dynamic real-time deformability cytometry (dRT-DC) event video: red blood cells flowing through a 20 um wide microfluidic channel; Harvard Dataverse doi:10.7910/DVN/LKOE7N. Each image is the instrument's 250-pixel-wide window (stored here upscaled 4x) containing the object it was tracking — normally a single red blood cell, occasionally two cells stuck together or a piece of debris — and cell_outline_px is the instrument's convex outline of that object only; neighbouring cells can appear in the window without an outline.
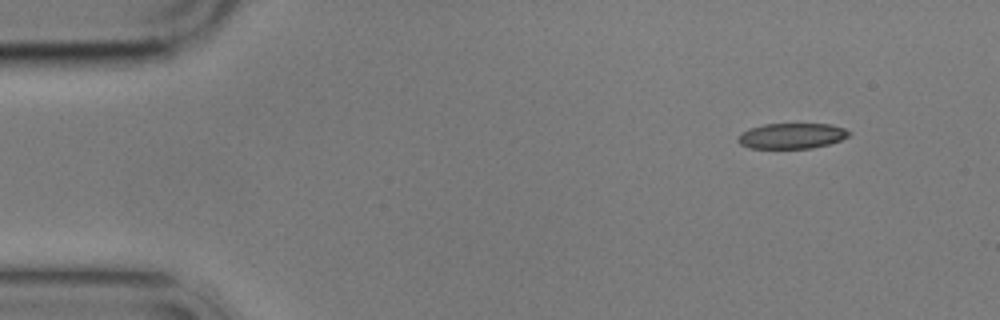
{"species": "common noctule bat (a hibernating species)", "species_latin": "Nyctalus noctula", "temperature_condition": "cold", "stored_images_in_passage": 3, "camera_frame_rate_fps": 3000, "um_per_image_px": 0.085, "animal": {"sex": "male", "body_mass_g": 17.9}, "frame": {"image": 1, "passage_image": 1, "time_ms": 0.0, "image_size_px": [1000, 320], "cell_outline_px": [[852, 132], [848, 136], [840, 140], [828, 144], [812, 148], [748, 148], [740, 144], [736, 140], [744, 132], [752, 128], [764, 124], [832, 124], [844, 128]], "centroid_in_image_um": [67.33, 11.55], "position_along_channel_um": 17.7, "area_um2": 16.36}}